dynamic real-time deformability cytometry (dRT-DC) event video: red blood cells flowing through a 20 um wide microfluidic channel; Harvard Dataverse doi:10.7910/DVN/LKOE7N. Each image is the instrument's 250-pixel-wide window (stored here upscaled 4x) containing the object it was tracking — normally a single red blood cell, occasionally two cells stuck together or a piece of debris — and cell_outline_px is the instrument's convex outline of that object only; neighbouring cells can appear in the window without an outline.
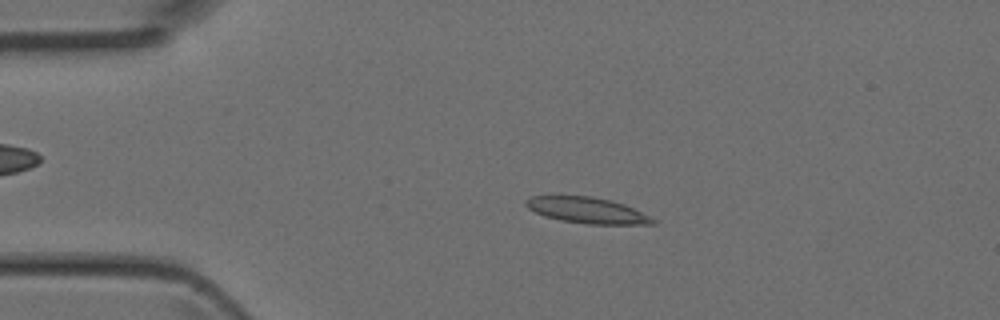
{"species": "Egyptian fruit bat (a non-hibernating species)", "species_latin": "Rousettus aegyptiacus", "temperature_condition": "room temperature", "stored_images_in_passage": 5, "camera_frame_rate_fps": 3000, "um_per_image_px": 0.085, "animal": {"sex": "female"}, "frame": {"image": 1, "passage_image": 4, "time_ms": 1.0, "image_size_px": [1000, 320], "cell_outline_px": [[656, 224], [588, 224], [560, 220], [544, 216], [528, 208], [524, 204], [524, 200], [532, 196], [592, 196], [612, 200], [624, 204], [656, 220]], "centroid_in_image_um": [49.87, 17.87], "position_along_channel_um": 35.1, "area_um2": 19.07}}